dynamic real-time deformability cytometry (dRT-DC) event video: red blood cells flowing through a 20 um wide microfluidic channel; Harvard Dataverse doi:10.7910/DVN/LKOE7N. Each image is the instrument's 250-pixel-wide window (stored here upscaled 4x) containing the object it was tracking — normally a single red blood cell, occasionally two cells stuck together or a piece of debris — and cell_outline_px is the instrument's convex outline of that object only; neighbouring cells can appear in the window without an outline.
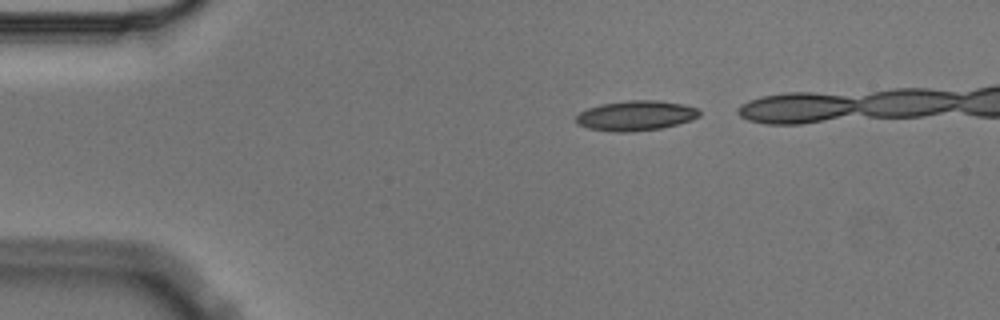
{"species": "Egyptian fruit bat (a non-hibernating species)", "species_latin": "Rousettus aegyptiacus", "temperature_condition": "cold", "stored_images_in_passage": 4, "camera_frame_rate_fps": 3000, "um_per_image_px": 0.085, "animal": {"sex": "male"}, "frame": {"image": 1, "passage_image": 1, "time_ms": 0.0, "image_size_px": [1000, 320], "cell_outline_px": [[700, 116], [692, 120], [660, 128], [632, 132], [616, 132], [588, 128], [576, 124], [576, 116], [580, 112], [588, 108], [600, 104], [628, 100], [656, 100], [684, 104], [700, 108]], "centroid_in_image_um": [54.06, 9.82], "position_along_channel_um": 30.9, "area_um2": 21.68}}